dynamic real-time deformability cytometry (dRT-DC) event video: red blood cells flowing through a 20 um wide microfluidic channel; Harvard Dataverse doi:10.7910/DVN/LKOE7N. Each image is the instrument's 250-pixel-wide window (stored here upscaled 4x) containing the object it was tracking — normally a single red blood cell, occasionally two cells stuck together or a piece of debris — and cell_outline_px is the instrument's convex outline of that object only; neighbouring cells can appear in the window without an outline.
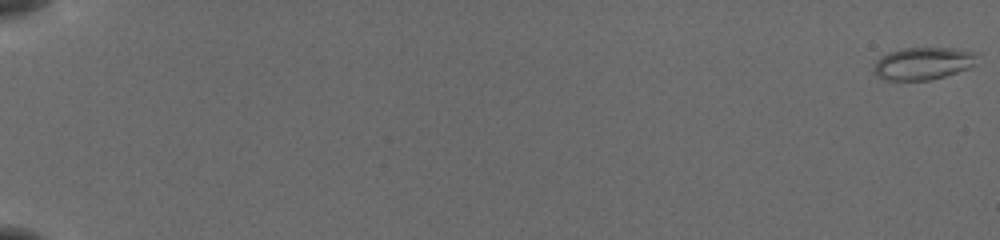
{"species": "common noctule bat (a hibernating species)", "species_latin": "Nyctalus noctula", "temperature_condition": "cold", "stored_images_in_passage": 56, "camera_frame_rate_fps": 3000, "um_per_image_px": 0.085, "animal": {"sex": "female", "body_mass_g": 19.5, "forearm_length_mm": 54.1}, "frame": {"image": 1, "passage_image": 1, "time_ms": 0.0, "image_size_px": [1000, 240], "cell_outline_px": [[980, 52], [972, 64], [968, 68], [944, 76], [928, 80], [884, 80], [872, 68], [876, 60], [880, 56], [888, 52], [904, 48], [952, 48]], "centroid_in_image_um": [78.44, 5.37], "position_along_channel_um": 6.6, "area_um2": 19.42}}
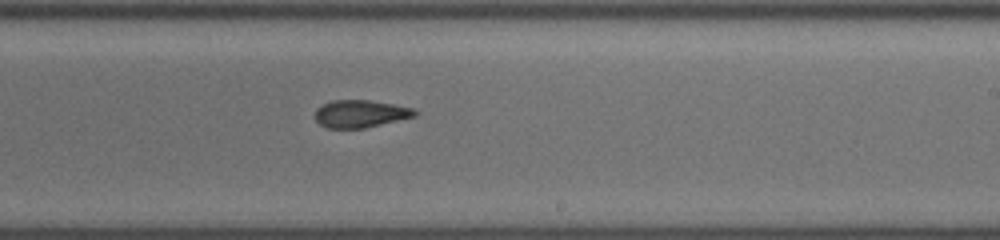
{"frame": {"image": 2, "passage_image": 37, "time_ms": 12.0, "image_size_px": [1000, 240], "cell_outline_px": [[420, 112], [416, 116], [364, 128], [324, 128], [316, 120], [316, 108], [320, 104], [332, 100], [368, 100], [416, 108]], "centroid_in_image_um": [30.64, 9.66], "position_along_channel_um": 258.4, "area_um2": 16.13}}
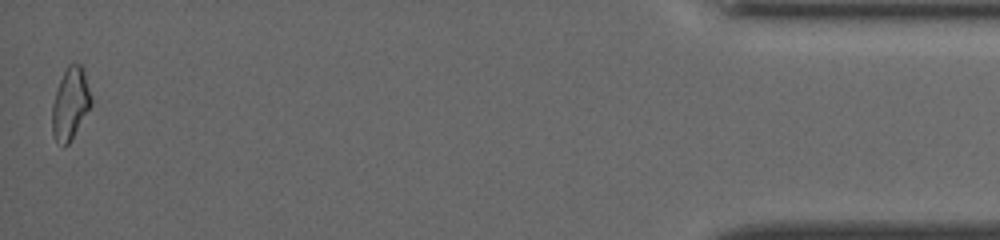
{"frame": {"image": 3, "passage_image": 56, "time_ms": 18.333, "image_size_px": [1000, 240], "cell_outline_px": [[92, 104], [68, 144], [64, 148], [56, 140], [52, 132], [52, 104], [60, 80], [68, 64], [80, 64], [84, 72], [92, 96]], "centroid_in_image_um": [5.98, 8.82], "position_along_channel_um": 429.2, "area_um2": 16.13}, "authors_computed_cell_mechanics": {"area_um2": 17.1666, "velocity_mm_per_s": 3.8801, "shape_relaxation_time_tau1_ms": null, "shape_relaxation_time_tau2_ms": 3.7509, "deformation_change_tau1": null, "deformation_change_tau2": 0.1141}}